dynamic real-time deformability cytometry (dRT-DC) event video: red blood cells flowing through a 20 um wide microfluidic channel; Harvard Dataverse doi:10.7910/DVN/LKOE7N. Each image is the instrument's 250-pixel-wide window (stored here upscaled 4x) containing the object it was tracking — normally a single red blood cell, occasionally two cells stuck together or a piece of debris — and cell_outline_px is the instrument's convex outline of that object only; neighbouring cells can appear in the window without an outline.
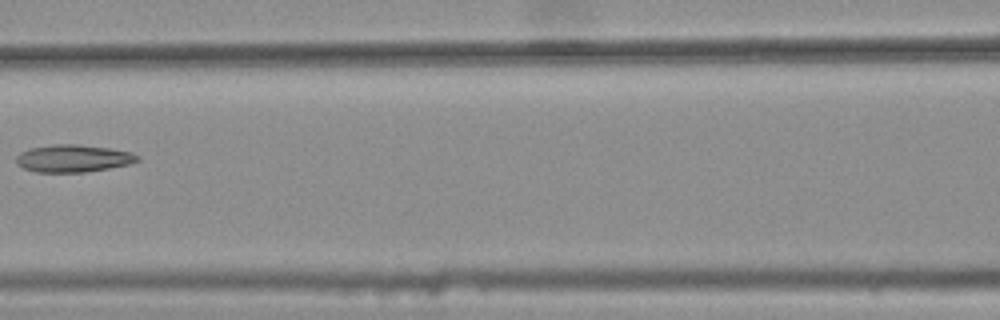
{"species": "common noctule bat (a hibernating species)", "species_latin": "Nyctalus noctula", "temperature_condition": "warm", "stored_images_in_passage": 7, "camera_frame_rate_fps": 3000, "um_per_image_px": 0.085, "animal": {"sex": "female", "body_mass_g": 25.1}, "frame": {"image": 1, "passage_image": 6, "time_ms": 1.667, "image_size_px": [1000, 320], "cell_outline_px": [[140, 160], [128, 164], [108, 168], [84, 172], [36, 172], [24, 168], [16, 164], [16, 156], [20, 152], [32, 148], [56, 144], [76, 144], [112, 148], [132, 152], [140, 156]], "centroid_in_image_um": [6.24, 13.46], "position_along_channel_um": 160.4, "area_um2": 19.36}}
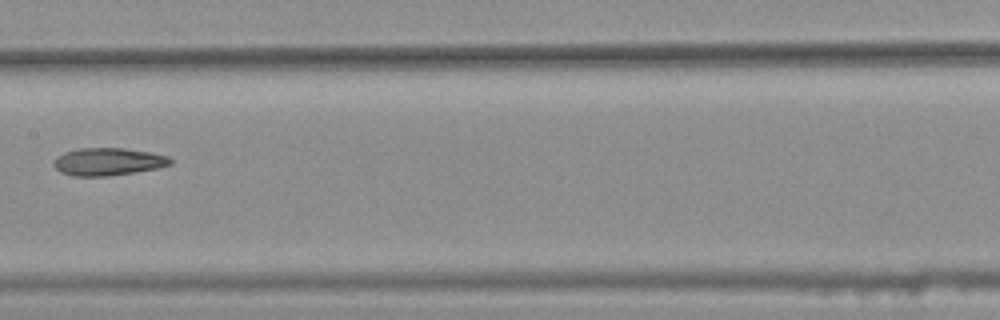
{"frame": {"image": 2, "passage_image": 7, "time_ms": 2.0, "image_size_px": [1000, 320], "cell_outline_px": [[172, 164], [156, 168], [108, 176], [72, 176], [60, 172], [52, 164], [52, 160], [56, 156], [64, 152], [76, 148], [124, 148], [152, 152], [168, 156], [172, 160]], "centroid_in_image_um": [9.14, 13.73], "position_along_channel_um": 198.3, "area_um2": 18.9}}